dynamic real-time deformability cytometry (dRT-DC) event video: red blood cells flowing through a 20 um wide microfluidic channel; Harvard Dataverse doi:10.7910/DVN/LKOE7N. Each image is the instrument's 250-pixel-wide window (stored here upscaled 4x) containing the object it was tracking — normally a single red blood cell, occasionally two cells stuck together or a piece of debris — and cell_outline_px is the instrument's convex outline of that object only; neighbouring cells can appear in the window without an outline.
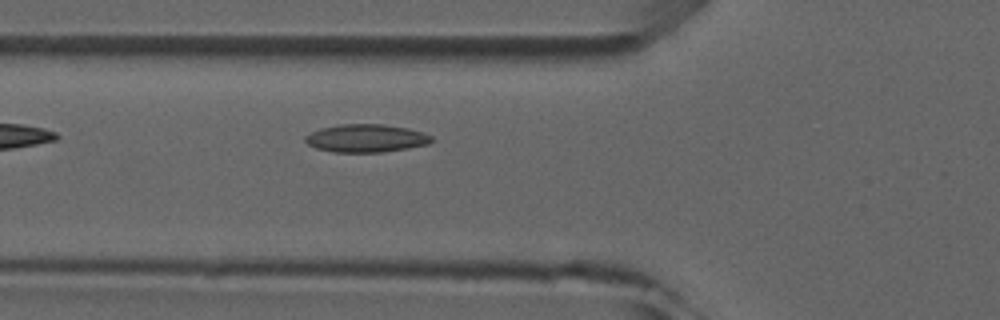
{"species": "common noctule bat (a hibernating species)", "species_latin": "Nyctalus noctula", "temperature_condition": "room temperature", "stored_images_in_passage": 4, "camera_frame_rate_fps": 3000, "um_per_image_px": 0.085, "animal": {"sex": "male", "forearm_length_mm": 52.5}, "frame": {"image": 1, "passage_image": 4, "time_ms": 4.667, "image_size_px": [1000, 320], "cell_outline_px": [[432, 140], [428, 144], [408, 148], [384, 152], [332, 152], [316, 148], [308, 144], [304, 140], [304, 136], [320, 128], [340, 124], [384, 124], [408, 128], [424, 132], [432, 136]], "centroid_in_image_um": [31.12, 11.75], "position_along_channel_um": 94.7, "area_um2": 20.69}}